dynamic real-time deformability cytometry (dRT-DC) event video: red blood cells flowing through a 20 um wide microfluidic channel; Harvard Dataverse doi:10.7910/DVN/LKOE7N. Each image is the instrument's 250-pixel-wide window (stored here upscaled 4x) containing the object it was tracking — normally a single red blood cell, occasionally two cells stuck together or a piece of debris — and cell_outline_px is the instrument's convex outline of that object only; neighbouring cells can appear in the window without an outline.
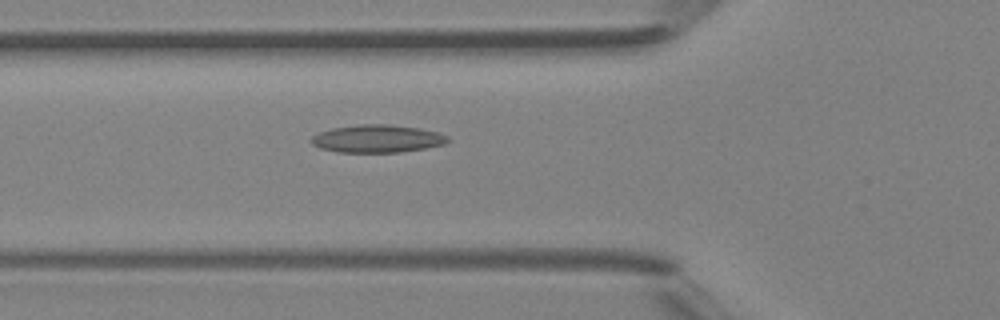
{"species": "Egyptian fruit bat (a non-hibernating species)", "species_latin": "Rousettus aegyptiacus", "temperature_condition": "room temperature", "stored_images_in_passage": 46, "camera_frame_rate_fps": 3000, "um_per_image_px": 0.085, "animal": {"sex": "female"}, "frame": {"image": 1, "passage_image": 17, "time_ms": 5.333, "image_size_px": [1000, 320], "cell_outline_px": [[448, 140], [444, 144], [424, 148], [400, 152], [336, 152], [320, 148], [312, 144], [308, 140], [312, 136], [320, 132], [332, 128], [360, 124], [388, 124], [420, 128], [436, 132], [448, 136]], "centroid_in_image_um": [32.02, 11.78], "position_along_channel_um": 93.8, "area_um2": 22.02}}
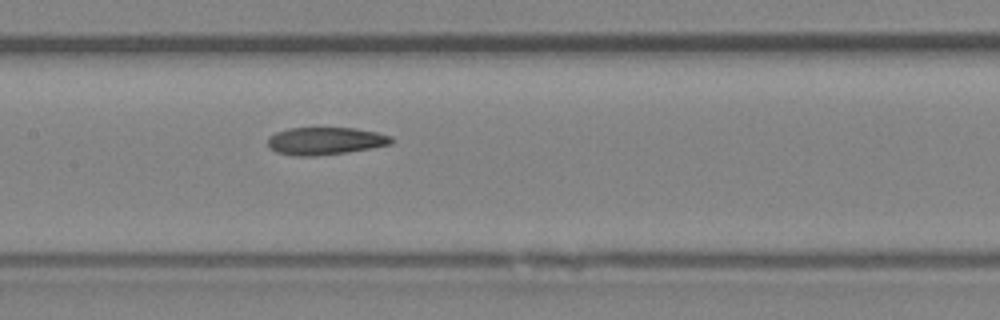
{"frame": {"image": 2, "passage_image": 23, "time_ms": 7.333, "image_size_px": [1000, 320], "cell_outline_px": [[396, 140], [392, 144], [372, 148], [348, 152], [312, 156], [296, 156], [276, 152], [268, 148], [268, 136], [276, 132], [288, 128], [356, 128], [376, 132], [392, 136]], "centroid_in_image_um": [27.66, 11.98], "position_along_channel_um": 179.7, "area_um2": 20.06}}
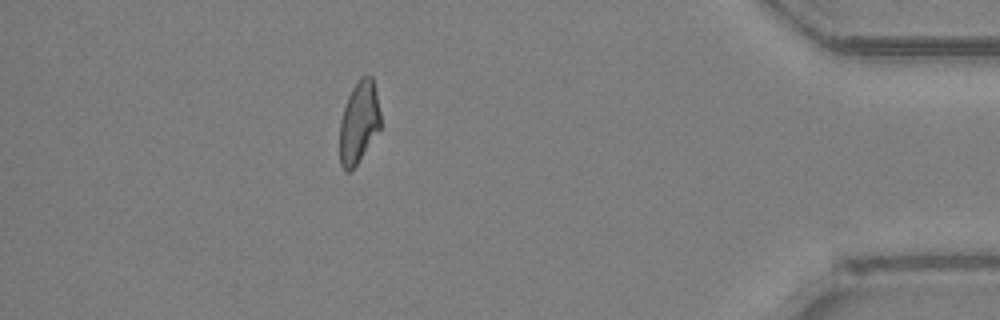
{"frame": {"image": 3, "passage_image": 42, "time_ms": 13.667, "image_size_px": [1000, 320], "cell_outline_px": [[380, 128], [356, 164], [348, 172], [340, 164], [340, 120], [348, 96], [352, 88], [360, 76], [372, 76], [376, 92], [380, 112]], "centroid_in_image_um": [30.5, 10.35], "position_along_channel_um": 404.7, "area_um2": 19.13}, "authors_computed_cell_mechanics": {"area_um2": 20.4612, "velocity_mm_per_s": 4.3163, "shape_relaxation_time_tau1_ms": null, "shape_relaxation_time_tau2_ms": 10.1187, "deformation_change_tau1": null, "deformation_change_tau2": 0.2261}}